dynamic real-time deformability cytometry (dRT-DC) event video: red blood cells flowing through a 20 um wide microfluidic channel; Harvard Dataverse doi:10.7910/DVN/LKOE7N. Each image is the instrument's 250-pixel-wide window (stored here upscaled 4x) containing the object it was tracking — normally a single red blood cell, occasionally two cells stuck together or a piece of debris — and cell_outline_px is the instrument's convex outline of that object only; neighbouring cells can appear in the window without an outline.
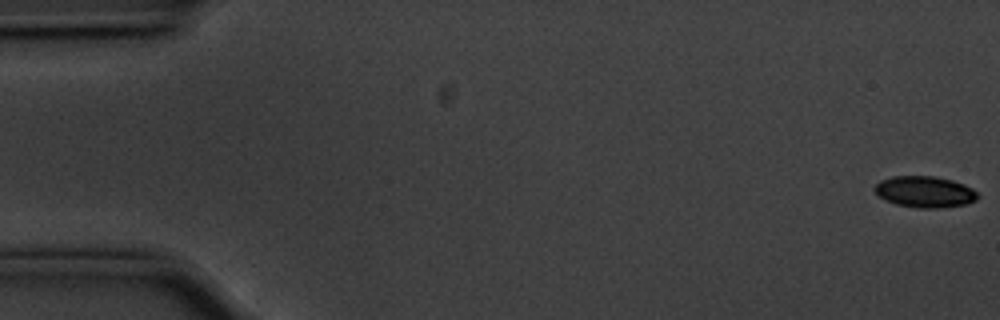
{"species": "common noctule bat (a hibernating species)", "species_latin": "Nyctalus noctula", "temperature_condition": "cold", "stored_images_in_passage": 54, "camera_frame_rate_fps": 3000, "um_per_image_px": 0.085, "animal": {"sex": "male", "body_mass_g": 20.1, "forearm_length_mm": 53.5}, "frame": {"image": 1, "passage_image": 1, "time_ms": 0.0, "image_size_px": [1000, 320], "cell_outline_px": [[980, 196], [976, 200], [964, 204], [940, 208], [916, 208], [896, 204], [884, 200], [872, 188], [880, 180], [892, 176], [932, 176], [952, 180], [964, 184], [972, 188]], "centroid_in_image_um": [78.59, 16.3], "position_along_channel_um": 6.4, "area_um2": 18.84}}
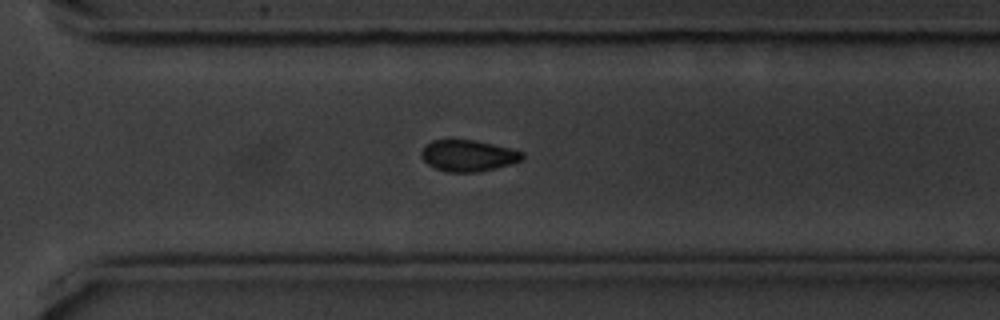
{"frame": {"image": 2, "passage_image": 40, "time_ms": 13.0, "image_size_px": [1000, 320], "cell_outline_px": [[524, 156], [520, 160], [508, 164], [476, 172], [448, 172], [436, 168], [428, 164], [420, 156], [420, 152], [432, 140], [476, 140], [524, 152]], "centroid_in_image_um": [39.76, 13.22], "position_along_channel_um": 330.8, "area_um2": 18.03}}
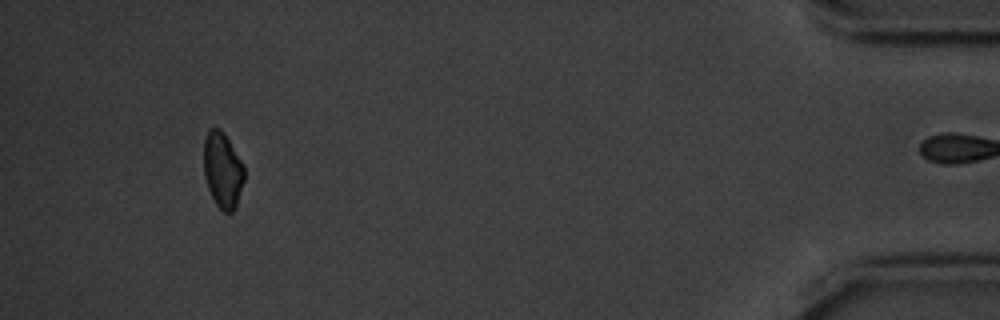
{"frame": {"image": 3, "passage_image": 53, "time_ms": 17.333, "image_size_px": [1000, 320], "cell_outline_px": [[244, 180], [236, 204], [232, 212], [224, 212], [216, 204], [208, 188], [204, 176], [204, 140], [208, 132], [212, 128], [220, 128], [224, 132], [244, 164]], "centroid_in_image_um": [18.93, 14.43], "position_along_channel_um": 416.3, "area_um2": 17.74}, "authors_computed_cell_mechanics": {"area_um2": 19.3919, "velocity_mm_per_s": 3.5553, "shape_relaxation_time_tau1_ms": 1.8847, "shape_relaxation_time_tau2_ms": null, "deformation_change_tau1": 0.073, "deformation_change_tau2": null}}